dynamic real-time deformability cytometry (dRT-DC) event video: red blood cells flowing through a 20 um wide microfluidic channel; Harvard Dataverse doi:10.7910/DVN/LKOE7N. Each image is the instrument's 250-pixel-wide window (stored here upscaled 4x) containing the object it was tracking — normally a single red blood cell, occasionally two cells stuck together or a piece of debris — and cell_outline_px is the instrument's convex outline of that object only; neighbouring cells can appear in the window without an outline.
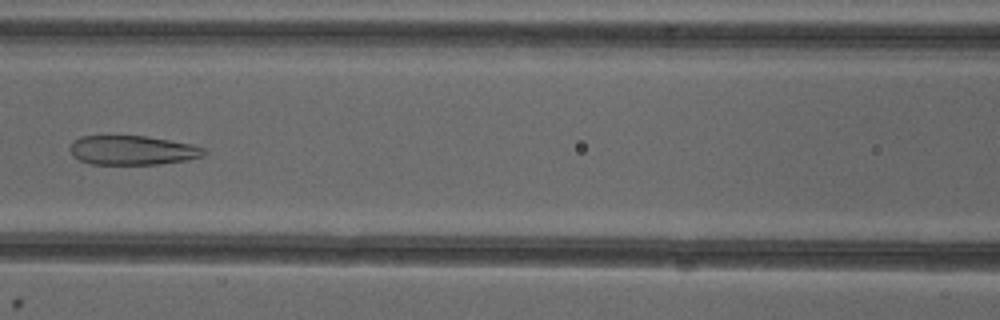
{"species": "common noctule bat (a hibernating species)", "species_latin": "Nyctalus noctula", "temperature_condition": "cold", "stored_images_in_passage": 7, "camera_frame_rate_fps": 3000, "um_per_image_px": 0.085, "animal": {"sex": "female"}, "frame": {"image": 1, "passage_image": 7, "time_ms": 7.0, "image_size_px": [1000, 320], "cell_outline_px": [[208, 152], [204, 156], [188, 160], [160, 164], [92, 164], [80, 160], [68, 148], [80, 136], [144, 136], [192, 144], [204, 148]], "centroid_in_image_um": [11.32, 12.78], "position_along_channel_um": 155.3, "area_um2": 22.72}}